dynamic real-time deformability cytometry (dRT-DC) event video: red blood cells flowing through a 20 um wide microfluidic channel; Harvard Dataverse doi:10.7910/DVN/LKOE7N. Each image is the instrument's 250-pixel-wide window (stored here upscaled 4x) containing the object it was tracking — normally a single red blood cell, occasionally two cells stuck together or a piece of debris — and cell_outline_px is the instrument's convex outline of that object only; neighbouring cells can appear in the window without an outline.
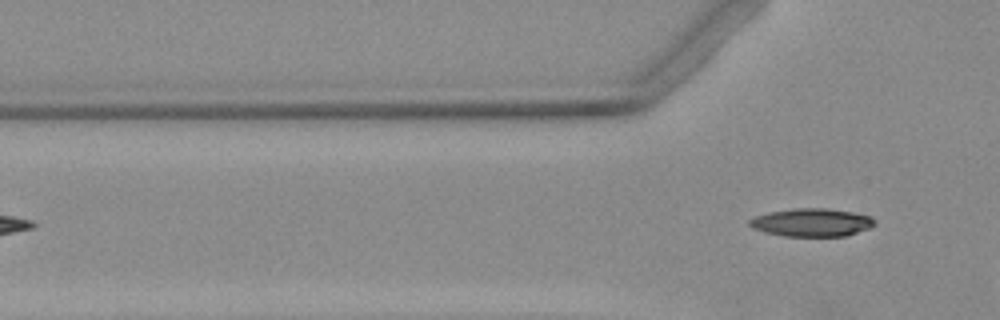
{"species": "Egyptian fruit bat (a non-hibernating species)", "species_latin": "Rousettus aegyptiacus", "temperature_condition": "warm", "stored_images_in_passage": 5, "camera_frame_rate_fps": 3000, "um_per_image_px": 0.085, "animal": {"sex": "female"}, "frame": {"image": 1, "passage_image": 5, "time_ms": 5.0, "image_size_px": [1000, 320], "cell_outline_px": [[876, 224], [868, 228], [844, 236], [784, 236], [764, 232], [752, 228], [748, 224], [748, 220], [756, 216], [772, 212], [796, 208], [828, 208], [852, 212], [868, 216]], "centroid_in_image_um": [68.95, 18.91], "position_along_channel_um": 56.9, "area_um2": 20.17}}